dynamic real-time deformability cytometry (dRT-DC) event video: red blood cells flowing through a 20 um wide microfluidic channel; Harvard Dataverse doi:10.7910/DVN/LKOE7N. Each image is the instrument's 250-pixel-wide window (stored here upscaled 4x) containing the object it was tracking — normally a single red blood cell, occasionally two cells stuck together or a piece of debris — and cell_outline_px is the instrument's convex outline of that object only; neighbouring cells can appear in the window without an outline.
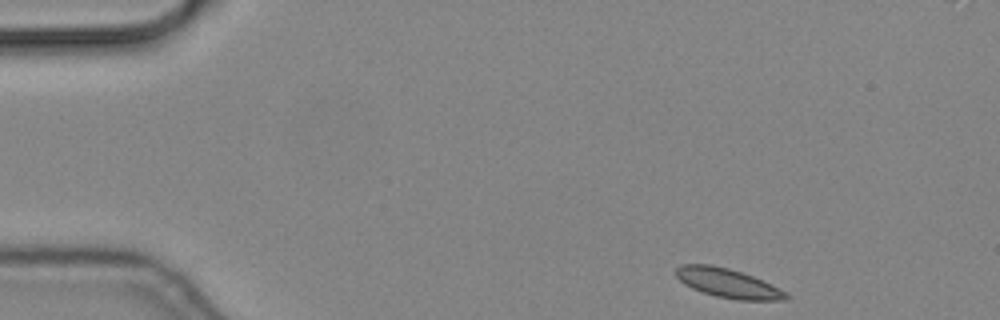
{"species": "common noctule bat (a hibernating species)", "species_latin": "Nyctalus noctula", "temperature_condition": "cold", "stored_images_in_passage": 51, "camera_frame_rate_fps": 3000, "um_per_image_px": 0.085, "animal": {"sex": "male", "body_mass_g": 19.2, "forearm_length_mm": 51.8}, "frame": {"image": 1, "passage_image": 1, "time_ms": 0.0, "image_size_px": [1000, 320], "cell_outline_px": [[792, 296], [788, 300], [736, 300], [716, 296], [692, 288], [684, 284], [676, 276], [676, 268], [680, 264], [708, 264], [728, 268], [752, 276]], "centroid_in_image_um": [61.83, 24.07], "position_along_channel_um": 23.2, "area_um2": 18.38}}
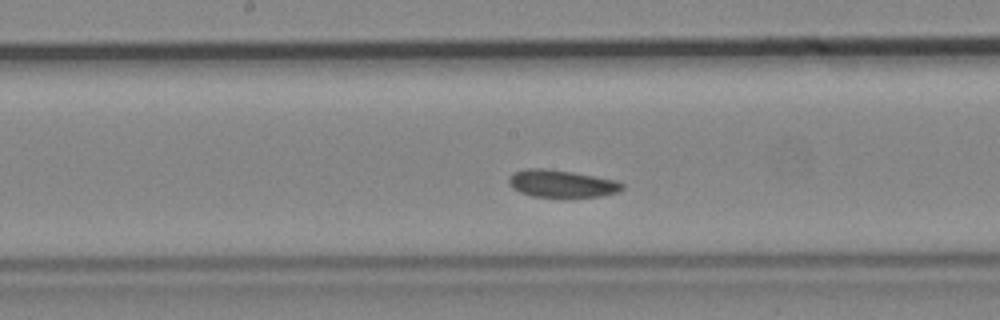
{"frame": {"image": 2, "passage_image": 23, "time_ms": 7.333, "image_size_px": [1000, 320], "cell_outline_px": [[624, 188], [620, 192], [600, 196], [532, 196], [520, 192], [512, 188], [508, 184], [508, 176], [512, 172], [524, 168], [540, 168], [572, 172], [616, 180], [624, 184]], "centroid_in_image_um": [47.7, 15.59], "position_along_channel_um": 200.5, "area_um2": 18.03}}
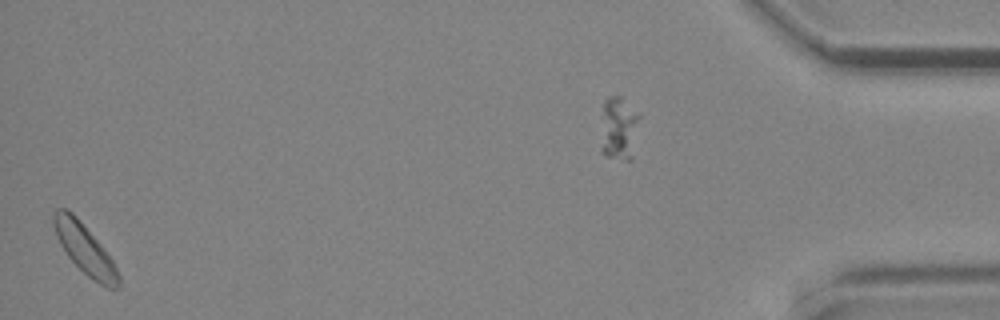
{"frame": {"image": 3, "passage_image": 50, "time_ms": 16.333, "image_size_px": [1000, 320], "cell_outline_px": [[120, 288], [108, 288], [92, 280], [68, 256], [60, 244], [56, 236], [52, 224], [52, 212], [56, 208], [64, 208], [72, 212], [76, 216], [100, 244], [112, 260], [120, 276]], "centroid_in_image_um": [7.18, 21.16], "position_along_channel_um": 428.0, "area_um2": 18.67}}